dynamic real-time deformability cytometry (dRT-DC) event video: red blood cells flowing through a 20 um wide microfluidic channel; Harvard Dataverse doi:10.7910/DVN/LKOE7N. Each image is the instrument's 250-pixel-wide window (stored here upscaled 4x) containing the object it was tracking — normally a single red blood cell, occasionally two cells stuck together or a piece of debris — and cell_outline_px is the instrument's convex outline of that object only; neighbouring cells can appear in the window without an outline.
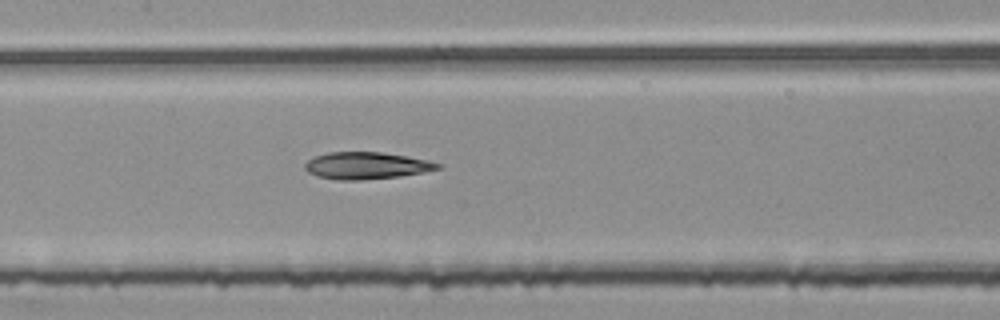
{"species": "common noctule bat (a hibernating species)", "species_latin": "Nyctalus noctula", "temperature_condition": "room temperature", "stored_images_in_passage": 54, "segment_of_instrument_passage": [2, 2], "camera_frame_rate_fps": 3000, "um_per_image_px": 0.085, "animal": {"sex": "female", "body_mass_g": 25.1}, "frame": {"image": 1, "passage_image": 26, "time_ms": 8.333, "image_size_px": [1000, 320], "cell_outline_px": [[444, 164], [440, 168], [424, 172], [400, 176], [360, 180], [336, 180], [316, 176], [308, 172], [304, 168], [304, 164], [308, 160], [316, 156], [328, 152], [384, 152], [408, 156], [428, 160]], "centroid_in_image_um": [31.16, 14.07], "position_along_channel_um": 176.2, "area_um2": 21.04}}
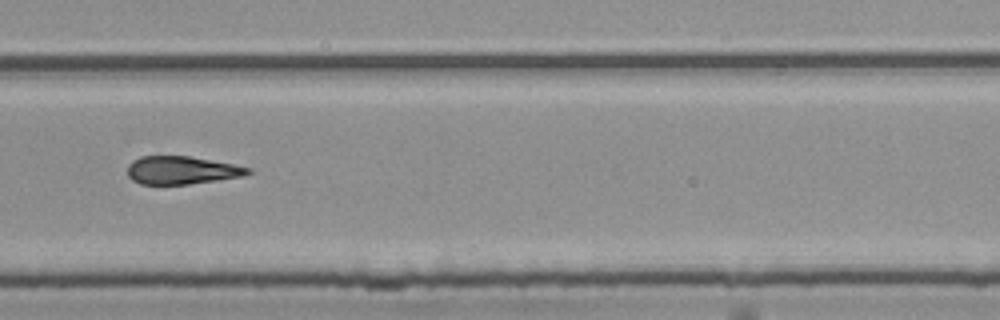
{"frame": {"image": 2, "passage_image": 37, "time_ms": 12.0, "image_size_px": [1000, 320], "cell_outline_px": [[252, 172], [244, 176], [188, 184], [140, 184], [132, 180], [128, 176], [128, 164], [132, 160], [140, 156], [188, 156], [232, 164], [252, 168]], "centroid_in_image_um": [15.42, 14.47], "position_along_channel_um": 314.4, "area_um2": 19.59}}
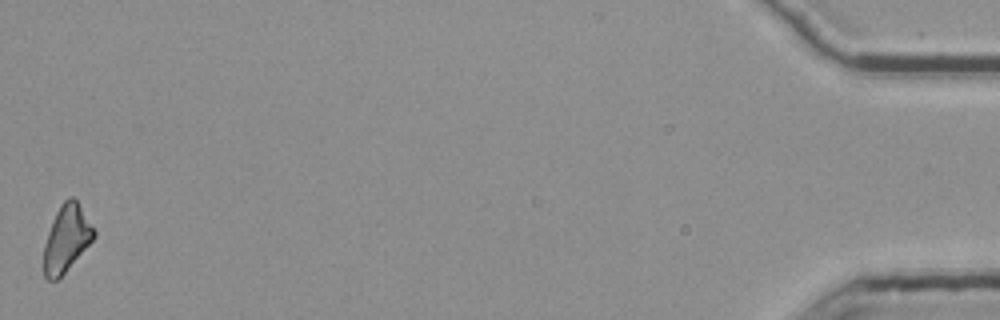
{"frame": {"image": 3, "passage_image": 54, "time_ms": 17.667, "image_size_px": [1000, 320], "cell_outline_px": [[96, 236], [64, 272], [56, 280], [48, 280], [44, 276], [44, 244], [48, 232], [56, 212], [60, 204], [68, 196], [72, 196], [76, 200], [96, 232]], "centroid_in_image_um": [5.64, 20.25], "position_along_channel_um": 429.6, "area_um2": 19.02}}